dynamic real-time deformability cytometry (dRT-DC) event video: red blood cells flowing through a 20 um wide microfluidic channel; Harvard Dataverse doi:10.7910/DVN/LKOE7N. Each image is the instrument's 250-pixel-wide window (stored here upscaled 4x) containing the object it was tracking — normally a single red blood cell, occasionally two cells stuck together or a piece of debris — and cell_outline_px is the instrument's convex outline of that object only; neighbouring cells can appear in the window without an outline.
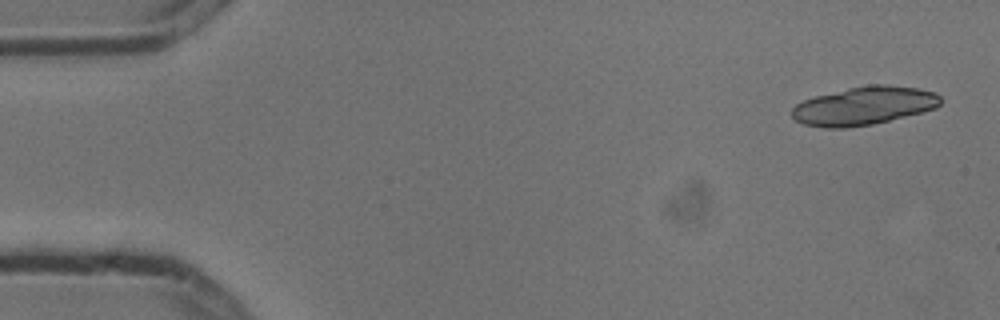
{"species": "common noctule bat (a hibernating species)", "species_latin": "Nyctalus noctula", "temperature_condition": "cold", "stored_images_in_passage": 6, "camera_frame_rate_fps": 3000, "um_per_image_px": 0.085, "animal": {"sex": "male", "body_mass_g": 13.3}, "frame": {"image": 1, "passage_image": 1, "time_ms": 0.0, "image_size_px": [1000, 320], "cell_outline_px": [[940, 104], [936, 108], [872, 124], [844, 128], [828, 128], [804, 124], [796, 120], [792, 116], [792, 108], [796, 104], [804, 100], [816, 96], [848, 88], [868, 84], [888, 84], [916, 88], [936, 92], [940, 96]], "centroid_in_image_um": [73.43, 8.98], "position_along_channel_um": 11.6, "area_um2": 32.89}}